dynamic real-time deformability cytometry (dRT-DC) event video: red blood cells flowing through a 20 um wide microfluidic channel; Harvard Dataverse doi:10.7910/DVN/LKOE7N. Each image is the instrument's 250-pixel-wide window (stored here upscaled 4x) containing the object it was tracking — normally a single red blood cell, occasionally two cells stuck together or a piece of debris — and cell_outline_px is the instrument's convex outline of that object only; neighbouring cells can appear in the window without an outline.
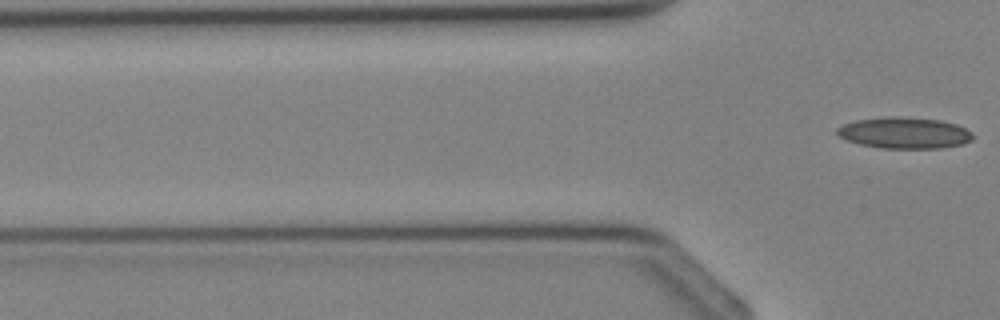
{"species": "Egyptian fruit bat (a non-hibernating species)", "species_latin": "Rousettus aegyptiacus", "temperature_condition": "cold", "stored_images_in_passage": 4, "camera_frame_rate_fps": 3000, "um_per_image_px": 0.085, "animal": {"sex": "female"}, "frame": {"image": 1, "passage_image": 4, "time_ms": 3.667, "image_size_px": [1000, 320], "cell_outline_px": [[972, 140], [964, 144], [940, 148], [880, 148], [860, 144], [848, 140], [840, 136], [836, 132], [836, 128], [844, 124], [856, 120], [892, 116], [900, 116], [940, 120], [956, 124], [972, 132]], "centroid_in_image_um": [76.89, 11.29], "position_along_channel_um": 48.9, "area_um2": 24.68}}